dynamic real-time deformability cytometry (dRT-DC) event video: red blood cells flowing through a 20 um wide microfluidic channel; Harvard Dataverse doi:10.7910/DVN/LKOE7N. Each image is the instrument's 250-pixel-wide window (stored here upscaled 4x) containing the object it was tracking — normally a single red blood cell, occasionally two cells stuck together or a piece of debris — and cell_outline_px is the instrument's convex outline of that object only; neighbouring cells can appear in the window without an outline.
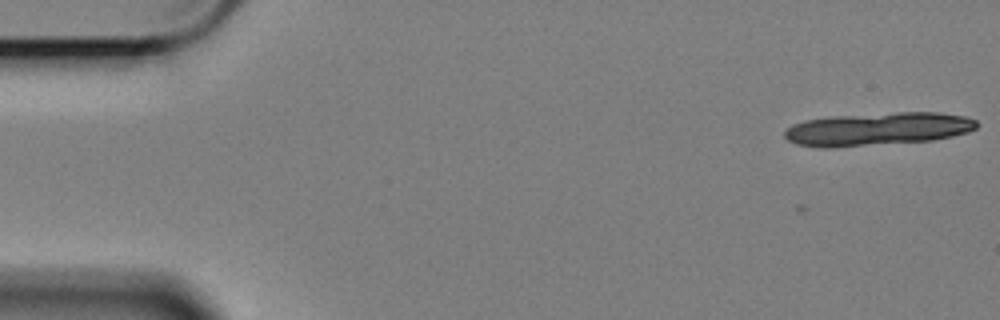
{"species": "Egyptian fruit bat (a non-hibernating species)", "species_latin": "Rousettus aegyptiacus", "temperature_condition": "cold", "stored_images_in_passage": 18, "camera_frame_rate_fps": 3000, "um_per_image_px": 0.085, "animal": {"sex": "female"}, "frame": {"image": 1, "passage_image": 1, "time_ms": 0.0, "image_size_px": [1000, 320], "cell_outline_px": [[980, 124], [976, 128], [968, 132], [952, 136], [932, 140], [836, 148], [816, 148], [796, 144], [788, 140], [784, 136], [784, 132], [792, 124], [804, 120], [828, 116], [896, 112], [940, 112], [968, 116], [976, 120]], "centroid_in_image_um": [74.6, 10.96], "position_along_channel_um": 10.4, "area_um2": 37.69}}